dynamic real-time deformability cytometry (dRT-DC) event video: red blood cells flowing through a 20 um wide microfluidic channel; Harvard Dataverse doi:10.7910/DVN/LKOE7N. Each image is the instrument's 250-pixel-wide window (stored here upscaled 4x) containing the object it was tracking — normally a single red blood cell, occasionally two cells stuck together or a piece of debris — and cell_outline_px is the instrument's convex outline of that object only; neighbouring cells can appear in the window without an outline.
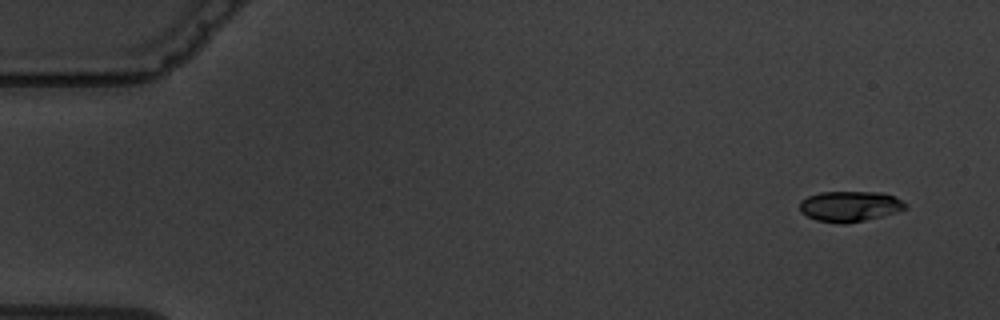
{"species": "common noctule bat (a hibernating species)", "species_latin": "Nyctalus noctula", "temperature_condition": "warm", "stored_images_in_passage": 4, "camera_frame_rate_fps": 3000, "um_per_image_px": 0.085, "animal": {"sex": "male", "body_mass_g": 19.5, "forearm_length_mm": 54.6}, "frame": {"image": 1, "passage_image": 1, "time_ms": 0.0, "image_size_px": [1000, 320], "cell_outline_px": [[908, 208], [896, 212], [864, 220], [844, 224], [840, 224], [816, 220], [800, 212], [800, 200], [808, 196], [820, 192], [880, 192], [896, 196], [908, 204]], "centroid_in_image_um": [72.25, 17.53], "position_along_channel_um": 12.8, "area_um2": 18.9}}